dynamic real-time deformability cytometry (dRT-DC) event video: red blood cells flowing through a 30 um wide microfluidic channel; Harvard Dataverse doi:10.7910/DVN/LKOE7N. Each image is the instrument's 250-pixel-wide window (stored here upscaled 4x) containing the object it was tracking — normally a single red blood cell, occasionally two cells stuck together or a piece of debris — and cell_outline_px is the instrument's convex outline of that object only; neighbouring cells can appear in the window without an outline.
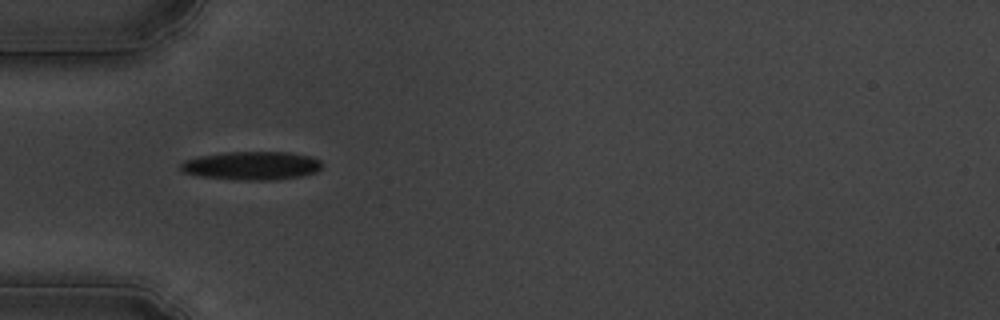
{"species": "common noctule bat (a hibernating species)", "species_latin": "Nyctalus noctula", "temperature_condition": "cold", "stored_images_in_passage": 39, "camera_frame_rate_fps": 3000, "um_per_image_px": 0.085, "animal": {"sex": "male", "body_mass_g": 19.5, "forearm_length_mm": 54.6}, "frame": {"image": 1, "passage_image": 1, "time_ms": 0.0, "image_size_px": [1000, 320], "cell_outline_px": [[320, 168], [316, 172], [304, 176], [276, 180], [236, 180], [200, 176], [184, 172], [180, 168], [180, 164], [184, 160], [196, 156], [224, 152], [288, 152], [312, 156], [320, 160]], "centroid_in_image_um": [21.39, 14.08], "position_along_channel_um": 63.6, "area_um2": 23.7}}
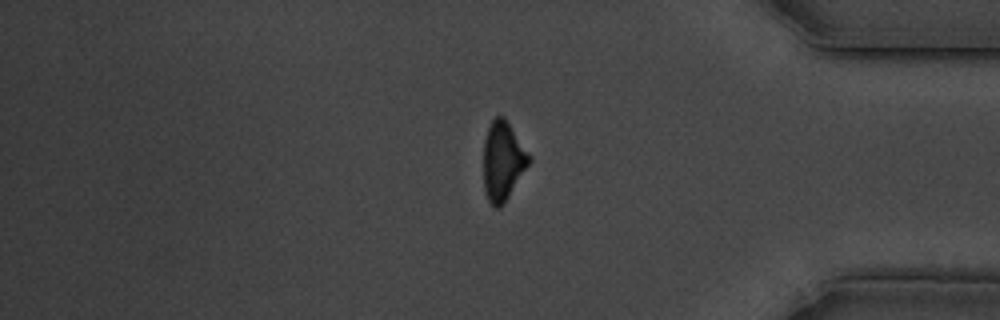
{"frame": {"image": 2, "passage_image": 30, "time_ms": 9.667, "image_size_px": [1000, 320], "cell_outline_px": [[532, 160], [504, 204], [500, 208], [496, 208], [488, 200], [484, 192], [484, 140], [488, 128], [492, 120], [496, 116], [504, 116], [532, 156]], "centroid_in_image_um": [42.76, 13.69], "position_along_channel_um": 392.4, "area_um2": 21.15}}
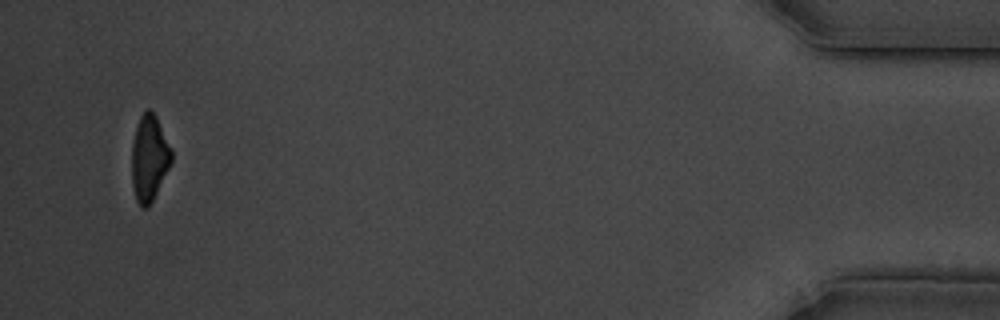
{"frame": {"image": 3, "passage_image": 37, "time_ms": 12.0, "image_size_px": [1000, 320], "cell_outline_px": [[172, 160], [148, 208], [140, 208], [136, 200], [132, 184], [132, 140], [140, 116], [148, 108], [156, 116], [172, 152]], "centroid_in_image_um": [12.66, 13.45], "position_along_channel_um": 422.5, "area_um2": 19.54}, "authors_computed_cell_mechanics": {"area_um2": 22.831, "velocity_mm_per_s": 3.6404, "shape_relaxation_time_tau1_ms": 9.5643, "shape_relaxation_time_tau2_ms": 6.4692, "deformation_change_tau1": 0.1874, "deformation_change_tau2": 0.1789}}